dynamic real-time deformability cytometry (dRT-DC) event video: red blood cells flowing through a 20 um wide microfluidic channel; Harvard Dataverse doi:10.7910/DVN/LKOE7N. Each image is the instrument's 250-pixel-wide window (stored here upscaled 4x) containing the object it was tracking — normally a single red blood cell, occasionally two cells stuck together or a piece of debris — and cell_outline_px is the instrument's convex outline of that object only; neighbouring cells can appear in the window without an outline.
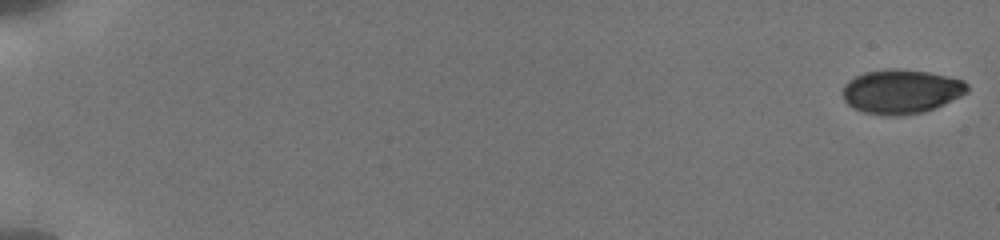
{"species": "human", "species_latin": "Homo sapiens", "temperature_condition": "cold", "stored_images_in_passage": 36, "camera_frame_rate_fps": 3000, "um_per_image_px": 0.085, "donor": {"sex": "male"}, "frame": {"image": 1, "passage_image": 1, "time_ms": 0.0, "image_size_px": [1000, 240], "cell_outline_px": [[968, 92], [936, 108], [924, 112], [900, 116], [888, 116], [864, 112], [848, 104], [844, 100], [844, 84], [848, 80], [864, 72], [888, 68], [892, 68], [928, 72], [948, 76], [964, 80], [968, 84]], "centroid_in_image_um": [76.62, 7.78], "position_along_channel_um": 8.4, "area_um2": 32.14}}
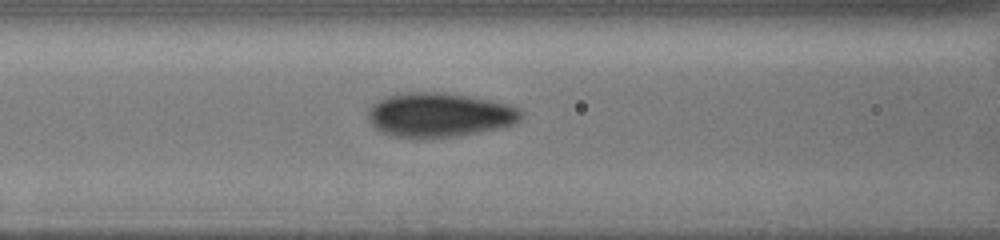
{"frame": {"image": 2, "passage_image": 26, "time_ms": 8.333, "image_size_px": [1000, 240], "cell_outline_px": [[524, 112], [520, 120], [512, 124], [500, 128], [460, 136], [424, 140], [412, 140], [388, 136], [380, 132], [368, 120], [368, 108], [376, 100], [384, 96], [404, 92], [444, 92], [488, 100], [508, 104], [520, 108]], "centroid_in_image_um": [37.28, 9.8], "position_along_channel_um": 129.3, "area_um2": 40.63}}
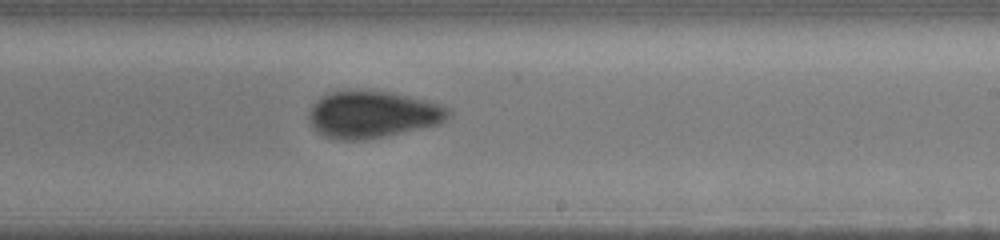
{"frame": {"image": 3, "passage_image": 36, "time_ms": 11.667, "image_size_px": [1000, 240], "cell_outline_px": [[452, 112], [440, 124], [368, 140], [336, 140], [324, 136], [316, 132], [312, 128], [308, 120], [308, 116], [312, 104], [320, 96], [328, 92], [388, 92], [424, 100], [440, 104], [448, 108]], "centroid_in_image_um": [31.62, 9.77], "position_along_channel_um": 257.4, "area_um2": 37.97}}